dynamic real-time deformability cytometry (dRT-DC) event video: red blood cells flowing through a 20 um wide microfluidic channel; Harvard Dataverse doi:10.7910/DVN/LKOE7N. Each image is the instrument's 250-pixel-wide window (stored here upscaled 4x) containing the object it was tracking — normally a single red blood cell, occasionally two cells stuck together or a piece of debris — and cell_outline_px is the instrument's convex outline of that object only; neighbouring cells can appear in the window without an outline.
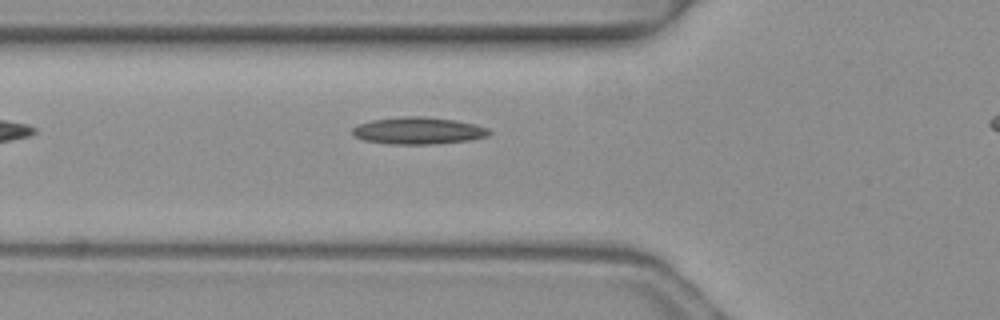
{"species": "common noctule bat (a hibernating species)", "species_latin": "Nyctalus noctula", "temperature_condition": "warm", "stored_images_in_passage": 5, "camera_frame_rate_fps": 3000, "um_per_image_px": 0.085, "animal": {"sex": "female", "body_mass_g": 19.3, "forearm_length_mm": 54.1}, "frame": {"image": 1, "passage_image": 4, "time_ms": 1.0, "image_size_px": [1000, 320], "cell_outline_px": [[492, 132], [488, 136], [472, 140], [436, 144], [388, 144], [364, 140], [356, 136], [352, 132], [352, 128], [360, 124], [372, 120], [404, 116], [420, 116], [456, 120], [476, 124], [488, 128]], "centroid_in_image_um": [35.61, 11.11], "position_along_channel_um": 90.2, "area_um2": 21.62}}